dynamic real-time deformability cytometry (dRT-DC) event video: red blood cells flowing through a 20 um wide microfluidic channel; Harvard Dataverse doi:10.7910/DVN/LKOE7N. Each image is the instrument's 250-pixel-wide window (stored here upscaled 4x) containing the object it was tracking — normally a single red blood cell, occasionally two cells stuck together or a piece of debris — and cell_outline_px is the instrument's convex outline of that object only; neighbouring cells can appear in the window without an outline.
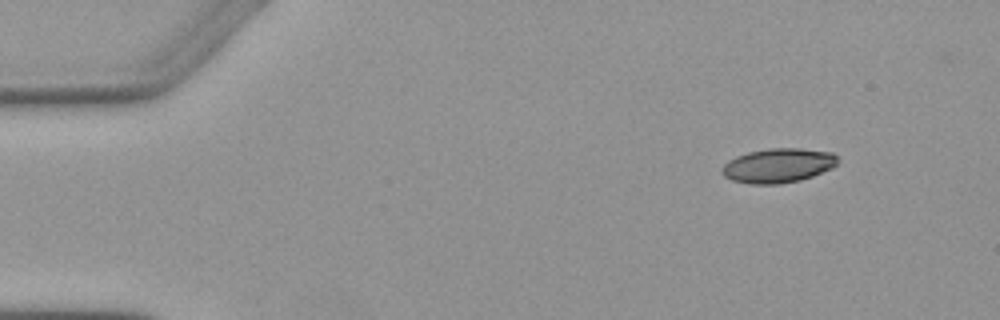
{"species": "Egyptian fruit bat (a non-hibernating species)", "species_latin": "Rousettus aegyptiacus", "temperature_condition": "warm", "stored_images_in_passage": 3, "camera_frame_rate_fps": 3000, "um_per_image_px": 0.085, "animal": {"sex": "female"}, "frame": {"image": 1, "passage_image": 1, "time_ms": 0.0, "image_size_px": [1000, 320], "cell_outline_px": [[836, 164], [832, 168], [812, 176], [800, 180], [780, 184], [752, 184], [732, 180], [724, 176], [724, 164], [728, 160], [736, 156], [748, 152], [768, 148], [800, 148], [832, 152], [836, 156]], "centroid_in_image_um": [66.15, 14.06], "position_along_channel_um": 18.9, "area_um2": 23.0}}
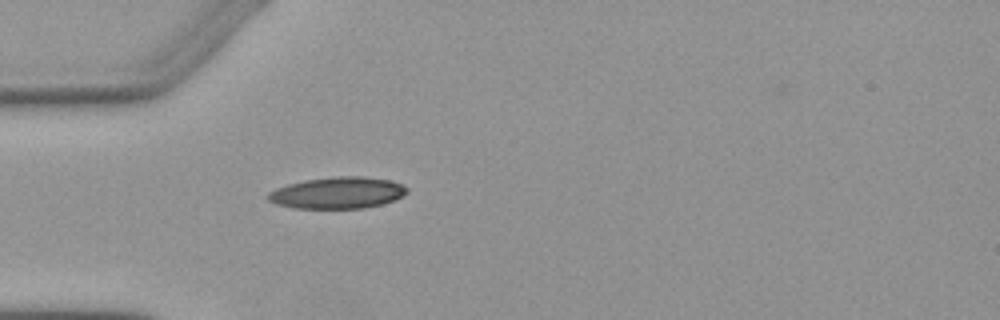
{"frame": {"image": 2, "passage_image": 3, "time_ms": 3.333, "image_size_px": [1000, 320], "cell_outline_px": [[408, 192], [392, 200], [380, 204], [364, 208], [292, 208], [276, 204], [268, 200], [268, 192], [276, 188], [288, 184], [304, 180], [336, 176], [364, 176], [392, 180], [404, 184], [408, 188]], "centroid_in_image_um": [28.69, 16.38], "position_along_channel_um": 56.3, "area_um2": 25.61}}